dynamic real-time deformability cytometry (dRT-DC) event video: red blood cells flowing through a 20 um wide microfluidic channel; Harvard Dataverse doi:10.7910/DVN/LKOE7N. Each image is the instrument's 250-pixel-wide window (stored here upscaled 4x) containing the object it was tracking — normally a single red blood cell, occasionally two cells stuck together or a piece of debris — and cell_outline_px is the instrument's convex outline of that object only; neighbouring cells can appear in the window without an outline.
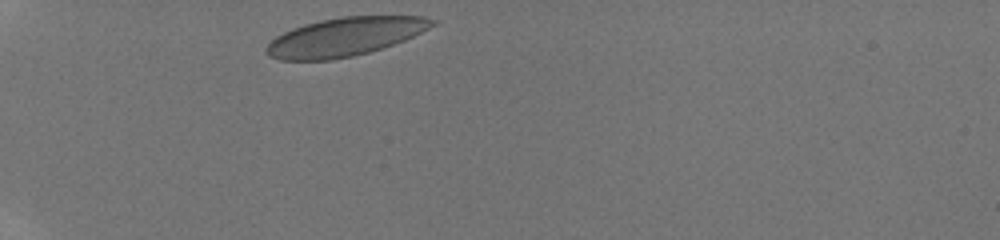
{"species": "human", "species_latin": "Homo sapiens", "temperature_condition": "room temperature", "stored_images_in_passage": 6, "camera_frame_rate_fps": 3000, "um_per_image_px": 0.085, "donor": {"sex": "male"}, "frame": {"image": 1, "passage_image": 1, "time_ms": 0.0, "image_size_px": [1000, 240], "cell_outline_px": [[436, 24], [404, 40], [368, 52], [352, 56], [332, 60], [280, 60], [268, 56], [264, 52], [264, 48], [276, 36], [292, 28], [304, 24], [320, 20], [344, 16], [424, 16], [436, 20]], "centroid_in_image_um": [29.27, 3.13], "position_along_channel_um": 55.7, "area_um2": 37.05}}
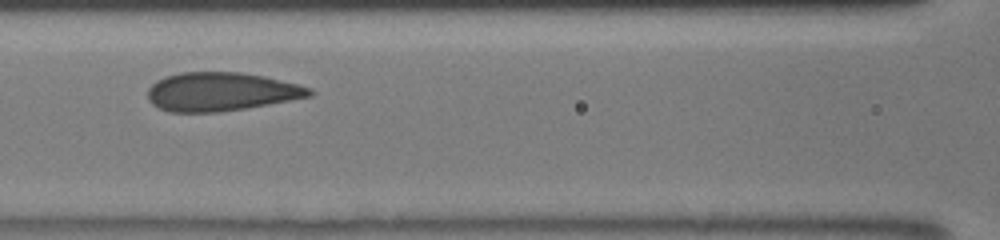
{"frame": {"image": 2, "passage_image": 4, "time_ms": 1.0, "image_size_px": [1000, 240], "cell_outline_px": [[316, 92], [312, 96], [268, 104], [244, 108], [216, 112], [168, 112], [152, 104], [148, 100], [148, 88], [156, 80], [164, 76], [180, 72], [240, 72], [264, 76], [312, 88]], "centroid_in_image_um": [18.77, 7.79], "position_along_channel_um": 147.8, "area_um2": 36.41}}
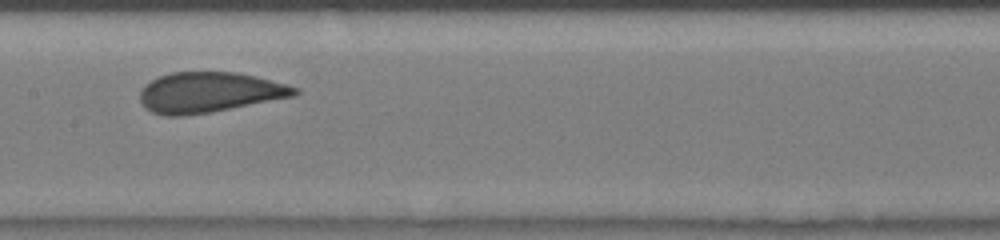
{"frame": {"image": 3, "passage_image": 5, "time_ms": 1.333, "image_size_px": [1000, 240], "cell_outline_px": [[300, 92], [296, 96], [208, 112], [184, 116], [168, 116], [152, 112], [144, 108], [140, 100], [140, 88], [144, 84], [160, 76], [172, 72], [236, 72], [256, 76], [300, 88]], "centroid_in_image_um": [17.77, 7.84], "position_along_channel_um": 189.6, "area_um2": 36.36}}